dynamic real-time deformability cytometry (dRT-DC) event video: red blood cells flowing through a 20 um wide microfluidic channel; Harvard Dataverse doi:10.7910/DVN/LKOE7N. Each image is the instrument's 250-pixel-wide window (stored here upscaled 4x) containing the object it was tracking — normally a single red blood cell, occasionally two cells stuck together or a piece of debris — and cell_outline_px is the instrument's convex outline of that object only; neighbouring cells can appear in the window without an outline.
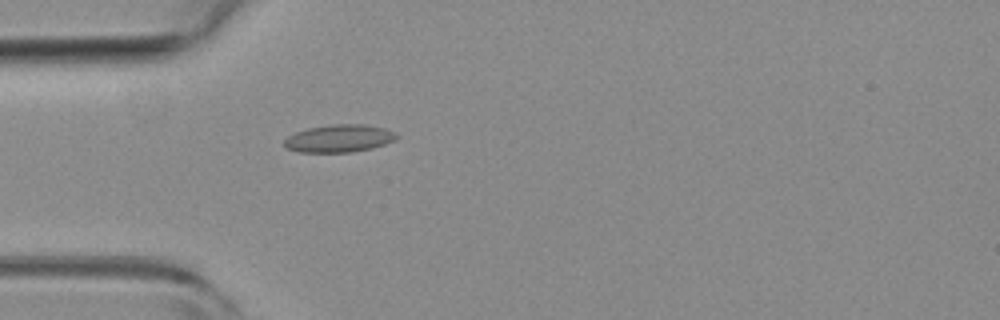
{"species": "common noctule bat (a hibernating species)", "species_latin": "Nyctalus noctula", "temperature_condition": "room temperature", "stored_images_in_passage": 5, "camera_frame_rate_fps": 3000, "um_per_image_px": 0.085, "animal": {"sex": "female", "body_mass_g": 19.3, "forearm_length_mm": 54.1}, "frame": {"image": 1, "passage_image": 5, "time_ms": 1.333, "image_size_px": [1000, 320], "cell_outline_px": [[400, 136], [384, 144], [372, 148], [352, 152], [300, 152], [284, 148], [284, 140], [288, 136], [296, 132], [308, 128], [332, 124], [364, 124], [384, 128], [396, 132]], "centroid_in_image_um": [28.82, 11.76], "position_along_channel_um": 56.2, "area_um2": 18.09}}